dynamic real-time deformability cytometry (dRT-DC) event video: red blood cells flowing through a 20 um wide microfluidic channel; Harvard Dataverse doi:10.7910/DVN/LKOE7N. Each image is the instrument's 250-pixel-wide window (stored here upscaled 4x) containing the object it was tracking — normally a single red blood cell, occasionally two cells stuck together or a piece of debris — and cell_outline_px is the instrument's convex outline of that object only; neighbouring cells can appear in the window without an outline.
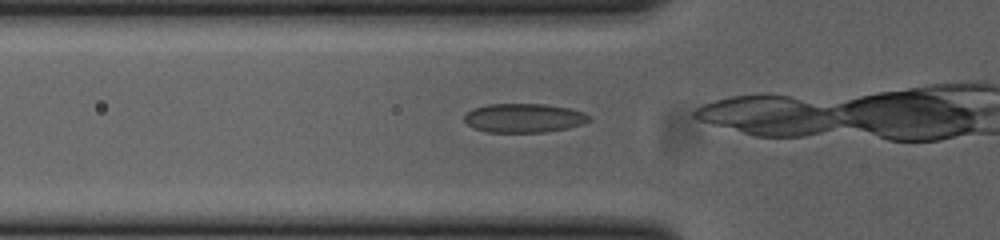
{"species": "common noctule bat (a hibernating species)", "species_latin": "Nyctalus noctula", "temperature_condition": "cold", "stored_images_in_passage": 19, "camera_frame_rate_fps": 3000, "um_per_image_px": 0.085, "animal": {"sex": "female", "body_mass_g": 23.0, "forearm_length_mm": 53.4}, "frame": {"image": 1, "passage_image": 9, "time_ms": 2.667, "image_size_px": [1000, 240], "cell_outline_px": [[592, 120], [568, 128], [544, 132], [484, 132], [472, 128], [464, 120], [464, 116], [472, 108], [488, 104], [544, 104], [572, 108], [584, 112], [592, 116]], "centroid_in_image_um": [44.54, 10.03], "position_along_channel_um": 81.3, "area_um2": 21.33}}